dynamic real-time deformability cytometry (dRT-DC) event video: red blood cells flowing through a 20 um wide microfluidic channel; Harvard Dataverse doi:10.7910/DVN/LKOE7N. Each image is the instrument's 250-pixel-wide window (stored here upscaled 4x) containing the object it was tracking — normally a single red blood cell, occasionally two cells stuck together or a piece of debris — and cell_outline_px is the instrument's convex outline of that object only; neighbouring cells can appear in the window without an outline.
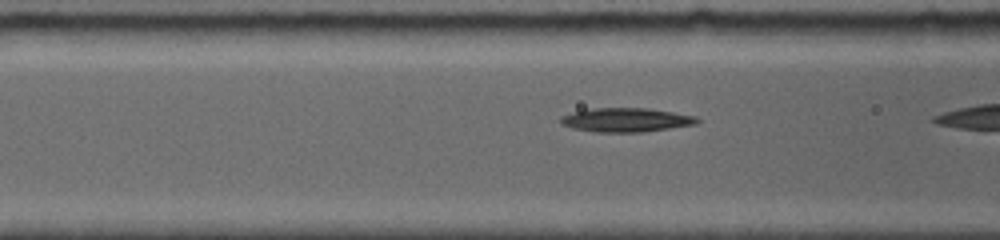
{"species": "common noctule bat (a hibernating species)", "species_latin": "Nyctalus noctula", "temperature_condition": "room temperature", "stored_images_in_passage": 24, "camera_frame_rate_fps": 5000, "um_per_image_px": 0.085, "animal": {"sex": "female", "body_mass_g": 19.0, "forearm_length_mm": 56.7}, "frame": {"image": 1, "passage_image": 8, "time_ms": 1.6, "image_size_px": [1000, 240], "cell_outline_px": [[700, 120], [696, 124], [644, 132], [592, 132], [572, 128], [560, 124], [560, 116], [572, 112], [592, 108], [648, 108], [696, 116]], "centroid_in_image_um": [53.17, 10.2], "position_along_channel_um": 113.4, "area_um2": 19.19}}